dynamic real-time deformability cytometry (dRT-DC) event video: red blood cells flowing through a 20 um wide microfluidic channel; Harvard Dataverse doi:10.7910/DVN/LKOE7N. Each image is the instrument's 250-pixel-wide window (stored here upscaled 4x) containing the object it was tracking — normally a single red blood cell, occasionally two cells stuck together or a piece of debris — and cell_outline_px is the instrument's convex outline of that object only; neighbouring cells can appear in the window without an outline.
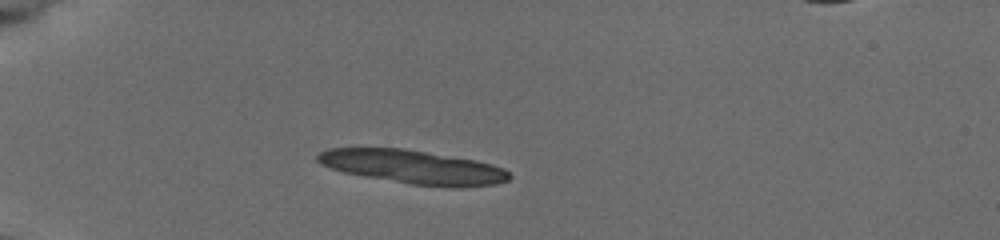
{"species": "common noctule bat (a hibernating species)", "species_latin": "Nyctalus noctula", "temperature_condition": "cold", "stored_images_in_passage": 2, "segment_of_instrument_passage": [1, 2], "camera_frame_rate_fps": 3000, "um_per_image_px": 0.085, "animal": {"sex": "female", "body_mass_g": 19.5, "forearm_length_mm": 54.1}, "frame": {"image": 1, "passage_image": 1, "time_ms": 0.0, "image_size_px": [1000, 240], "cell_outline_px": [[508, 176], [500, 180], [480, 184], [432, 184], [360, 172], [344, 168], [324, 160], [320, 156], [328, 152], [348, 148], [376, 148], [408, 152], [460, 160], [480, 164], [504, 172]], "centroid_in_image_um": [35.12, 14.15], "position_along_channel_um": 49.9, "area_um2": 29.54}}